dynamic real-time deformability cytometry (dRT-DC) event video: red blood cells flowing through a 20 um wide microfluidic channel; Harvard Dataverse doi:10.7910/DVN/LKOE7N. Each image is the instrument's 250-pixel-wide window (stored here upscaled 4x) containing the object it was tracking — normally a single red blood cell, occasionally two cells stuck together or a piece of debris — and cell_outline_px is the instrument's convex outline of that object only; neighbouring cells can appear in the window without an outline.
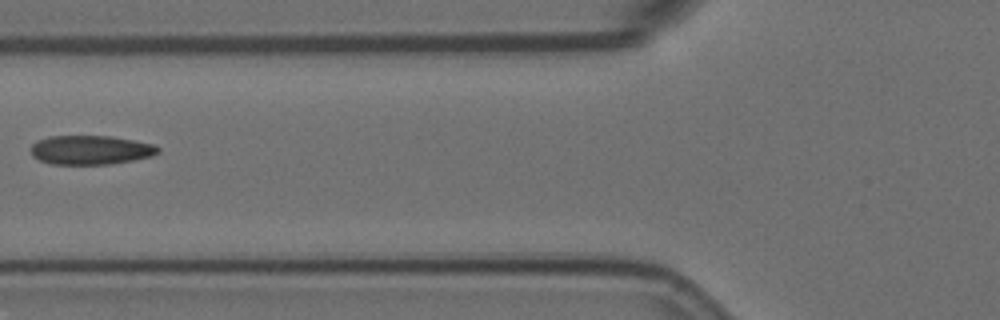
{"species": "Egyptian fruit bat (a non-hibernating species)", "species_latin": "Rousettus aegyptiacus", "temperature_condition": "room temperature", "stored_images_in_passage": 10, "camera_frame_rate_fps": 3000, "um_per_image_px": 0.085, "animal": {"sex": "female"}, "frame": {"image": 1, "passage_image": 5, "time_ms": 1.333, "image_size_px": [1000, 320], "cell_outline_px": [[160, 152], [152, 156], [132, 160], [108, 164], [52, 164], [40, 160], [32, 156], [32, 144], [36, 140], [48, 136], [112, 136], [152, 144], [160, 148]], "centroid_in_image_um": [7.69, 12.74], "position_along_channel_um": 118.1, "area_um2": 21.5}}
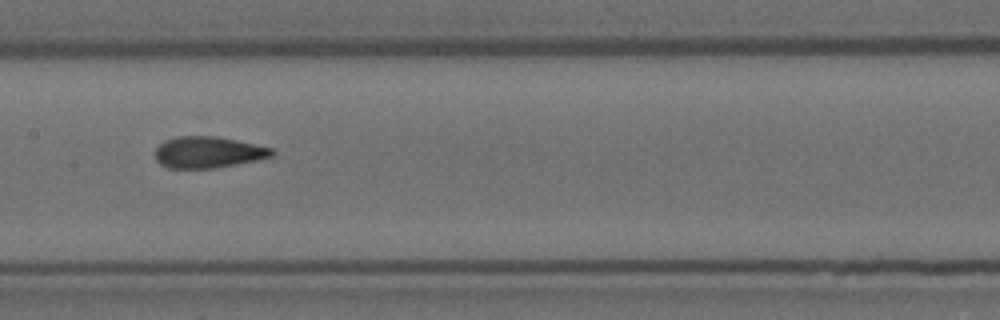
{"frame": {"image": 2, "passage_image": 7, "time_ms": 2.0, "image_size_px": [1000, 320], "cell_outline_px": [[276, 152], [272, 156], [256, 160], [216, 168], [168, 168], [160, 164], [156, 160], [152, 152], [164, 140], [176, 136], [216, 136], [256, 144], [272, 148]], "centroid_in_image_um": [17.65, 12.94], "position_along_channel_um": 189.8, "area_um2": 21.56}}
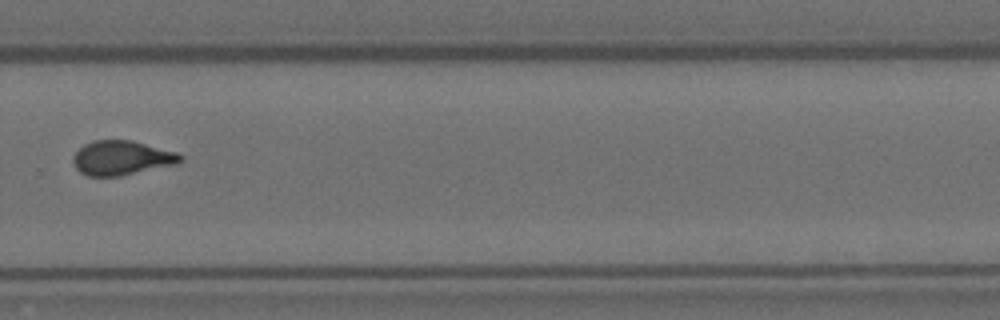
{"frame": {"image": 3, "passage_image": 10, "time_ms": 3.0, "image_size_px": [1000, 320], "cell_outline_px": [[184, 160], [176, 164], [120, 176], [88, 176], [80, 172], [76, 168], [72, 160], [72, 156], [84, 144], [92, 140], [132, 140], [176, 152], [184, 156]], "centroid_in_image_um": [10.34, 13.42], "position_along_channel_um": 319.5, "area_um2": 21.56}}